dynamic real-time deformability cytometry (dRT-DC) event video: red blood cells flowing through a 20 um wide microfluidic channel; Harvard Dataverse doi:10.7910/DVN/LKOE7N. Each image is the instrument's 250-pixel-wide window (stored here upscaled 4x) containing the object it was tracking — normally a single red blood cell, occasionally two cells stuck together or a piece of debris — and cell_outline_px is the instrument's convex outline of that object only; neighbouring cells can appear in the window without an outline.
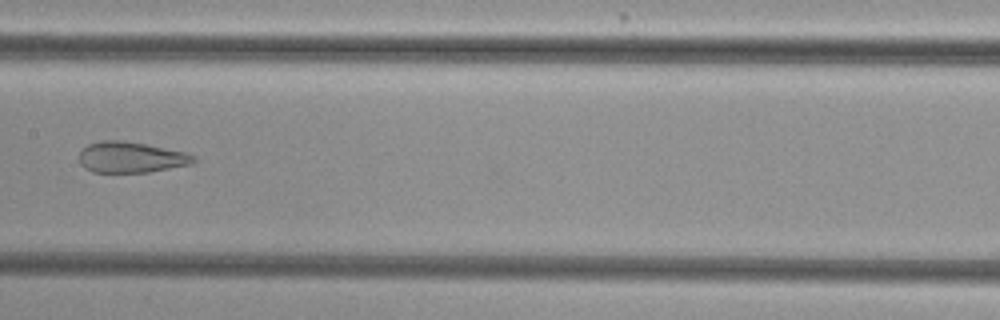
{"species": "common noctule bat (a hibernating species)", "species_latin": "Nyctalus noctula", "temperature_condition": "cold", "stored_images_in_passage": 6, "camera_frame_rate_fps": 3000, "um_per_image_px": 0.085, "animal": {"sex": "female", "body_mass_g": 29.2, "forearm_length_mm": 56.3}, "frame": {"image": 1, "passage_image": 5, "time_ms": 4.667, "image_size_px": [1000, 320], "cell_outline_px": [[196, 160], [192, 164], [148, 172], [92, 172], [84, 168], [80, 164], [80, 152], [88, 144], [100, 140], [124, 140], [184, 152], [196, 156]], "centroid_in_image_um": [11.12, 13.37], "position_along_channel_um": 196.3, "area_um2": 20.52}}
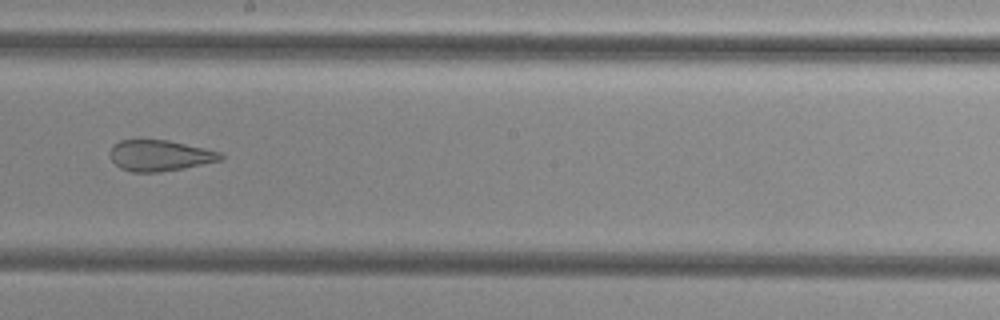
{"frame": {"image": 2, "passage_image": 6, "time_ms": 5.667, "image_size_px": [1000, 320], "cell_outline_px": [[224, 160], [184, 168], [160, 172], [132, 172], [120, 168], [112, 160], [108, 152], [112, 144], [120, 140], [140, 136], [168, 140], [204, 148], [220, 152], [224, 156]], "centroid_in_image_um": [13.53, 13.17], "position_along_channel_um": 234.7, "area_um2": 20.81}}